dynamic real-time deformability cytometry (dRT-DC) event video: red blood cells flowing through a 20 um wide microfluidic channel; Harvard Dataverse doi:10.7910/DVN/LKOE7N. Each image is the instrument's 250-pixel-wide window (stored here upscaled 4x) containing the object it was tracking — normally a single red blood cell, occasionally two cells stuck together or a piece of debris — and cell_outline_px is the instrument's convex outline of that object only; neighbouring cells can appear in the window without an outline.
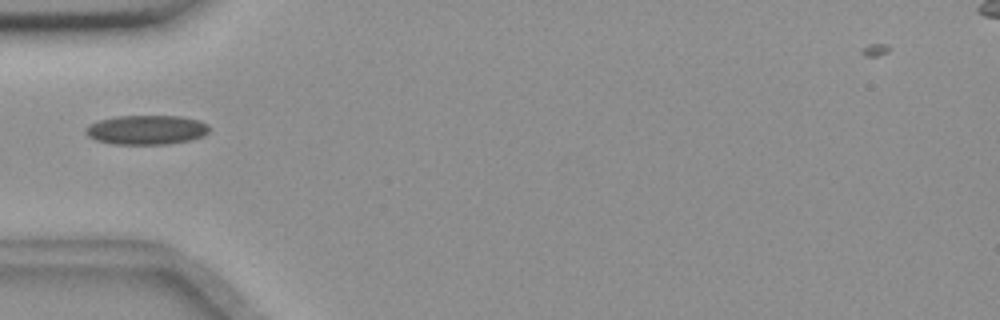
{"species": "common noctule bat (a hibernating species)", "species_latin": "Nyctalus noctula", "temperature_condition": "room temperature", "stored_images_in_passage": 4, "camera_frame_rate_fps": 3000, "um_per_image_px": 0.085, "animal": {"sex": "female", "body_mass_g": 18.4}, "frame": {"image": 1, "passage_image": 1, "time_ms": 0.0, "image_size_px": [1000, 320], "cell_outline_px": [[208, 132], [204, 136], [188, 140], [168, 144], [112, 144], [96, 140], [88, 136], [84, 132], [84, 128], [100, 120], [116, 116], [180, 116], [200, 120], [208, 124]], "centroid_in_image_um": [12.45, 11.03], "position_along_channel_um": 72.5, "area_um2": 21.15}}